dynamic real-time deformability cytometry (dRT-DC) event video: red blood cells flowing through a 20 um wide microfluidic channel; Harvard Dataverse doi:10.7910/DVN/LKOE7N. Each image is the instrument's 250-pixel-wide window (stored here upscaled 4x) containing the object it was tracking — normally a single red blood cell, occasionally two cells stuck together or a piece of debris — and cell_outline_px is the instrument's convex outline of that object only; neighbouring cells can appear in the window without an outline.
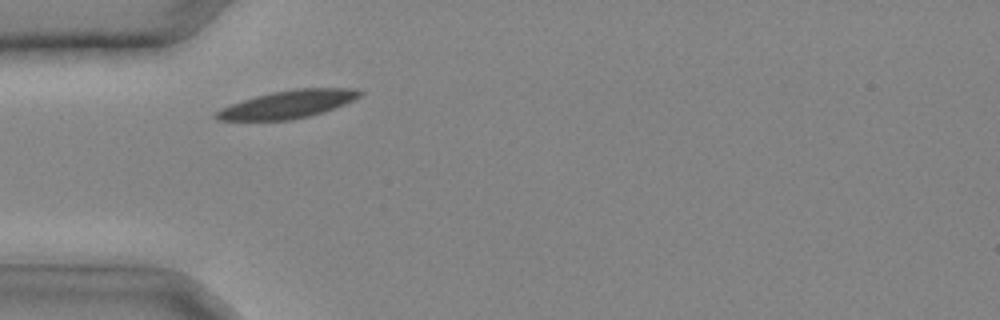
{"species": "common noctule bat (a hibernating species)", "species_latin": "Nyctalus noctula", "temperature_condition": "cold", "stored_images_in_passage": 19, "camera_frame_rate_fps": 3000, "um_per_image_px": 0.085, "animal": {"sex": "male", "body_mass_g": 20.4}, "frame": {"image": 1, "passage_image": 1, "time_ms": 0.0, "image_size_px": [1000, 320], "cell_outline_px": [[364, 92], [360, 96], [344, 104], [308, 116], [288, 120], [216, 120], [212, 116], [220, 108], [256, 96], [272, 92], [296, 88], [352, 88]], "centroid_in_image_um": [24.43, 8.86], "position_along_channel_um": 60.6, "area_um2": 22.89}}
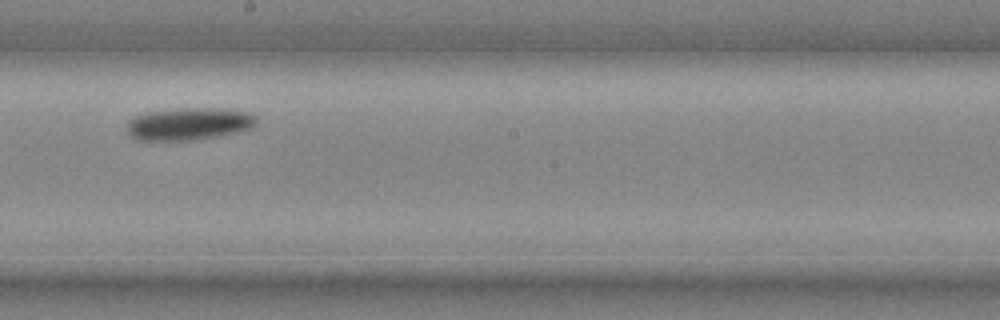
{"frame": {"image": 2, "passage_image": 10, "time_ms": 3.0, "image_size_px": [1000, 320], "cell_outline_px": [[256, 124], [252, 128], [240, 132], [192, 140], [136, 140], [128, 132], [128, 120], [136, 116], [148, 112], [180, 108], [208, 108], [248, 112], [256, 116]], "centroid_in_image_um": [16.07, 10.53], "position_along_channel_um": 232.1, "area_um2": 24.22}}
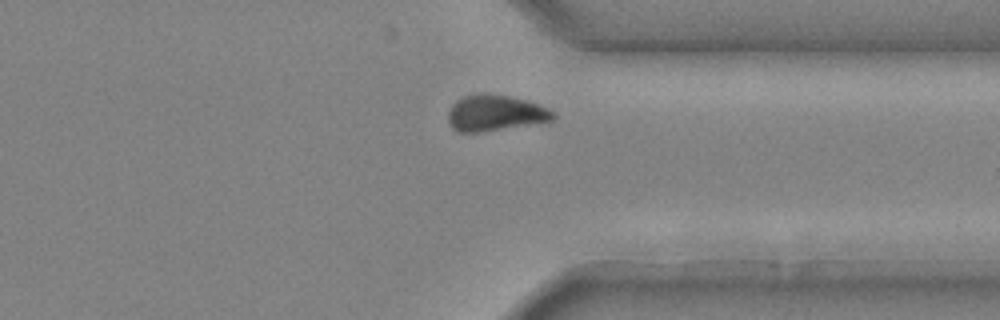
{"frame": {"image": 3, "passage_image": 17, "time_ms": 5.333, "image_size_px": [1000, 320], "cell_outline_px": [[556, 116], [552, 120], [480, 132], [456, 132], [452, 128], [448, 120], [448, 112], [452, 104], [456, 100], [464, 96], [508, 96], [524, 100], [548, 108], [556, 112]], "centroid_in_image_um": [42.07, 9.64], "position_along_channel_um": 369.3, "area_um2": 21.21}}